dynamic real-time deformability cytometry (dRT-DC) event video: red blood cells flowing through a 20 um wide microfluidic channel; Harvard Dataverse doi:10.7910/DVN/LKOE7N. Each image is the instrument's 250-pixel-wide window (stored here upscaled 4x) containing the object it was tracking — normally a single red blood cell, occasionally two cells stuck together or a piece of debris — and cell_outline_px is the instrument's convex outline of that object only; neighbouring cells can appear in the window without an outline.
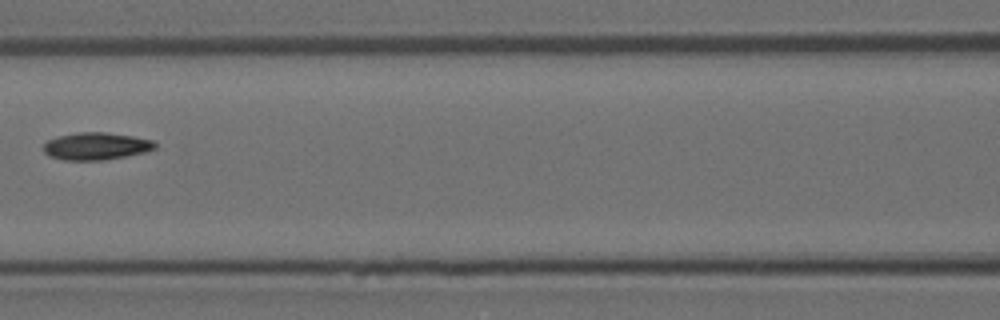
{"species": "Egyptian fruit bat (a non-hibernating species)", "species_latin": "Rousettus aegyptiacus", "temperature_condition": "room temperature", "stored_images_in_passage": 4, "camera_frame_rate_fps": 3000, "um_per_image_px": 0.085, "animal": {"sex": "female"}, "frame": {"image": 1, "passage_image": 3, "time_ms": 0.667, "image_size_px": [1000, 320], "cell_outline_px": [[156, 148], [148, 152], [104, 160], [64, 160], [52, 156], [44, 152], [44, 144], [48, 140], [60, 136], [80, 132], [104, 132], [132, 136], [152, 140], [156, 144]], "centroid_in_image_um": [8.21, 12.43], "position_along_channel_um": 158.4, "area_um2": 17.63}}
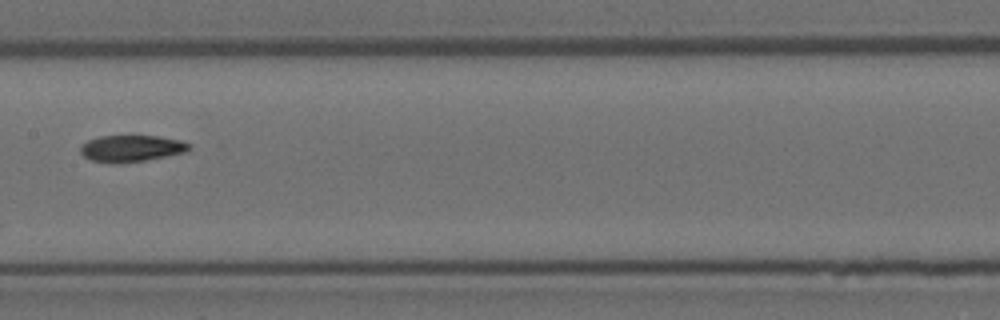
{"frame": {"image": 2, "passage_image": 4, "time_ms": 1.0, "image_size_px": [1000, 320], "cell_outline_px": [[192, 148], [188, 152], [144, 160], [92, 160], [84, 156], [80, 152], [80, 148], [88, 140], [100, 136], [160, 136], [180, 140], [192, 144]], "centroid_in_image_um": [11.28, 12.56], "position_along_channel_um": 196.1, "area_um2": 16.13}}